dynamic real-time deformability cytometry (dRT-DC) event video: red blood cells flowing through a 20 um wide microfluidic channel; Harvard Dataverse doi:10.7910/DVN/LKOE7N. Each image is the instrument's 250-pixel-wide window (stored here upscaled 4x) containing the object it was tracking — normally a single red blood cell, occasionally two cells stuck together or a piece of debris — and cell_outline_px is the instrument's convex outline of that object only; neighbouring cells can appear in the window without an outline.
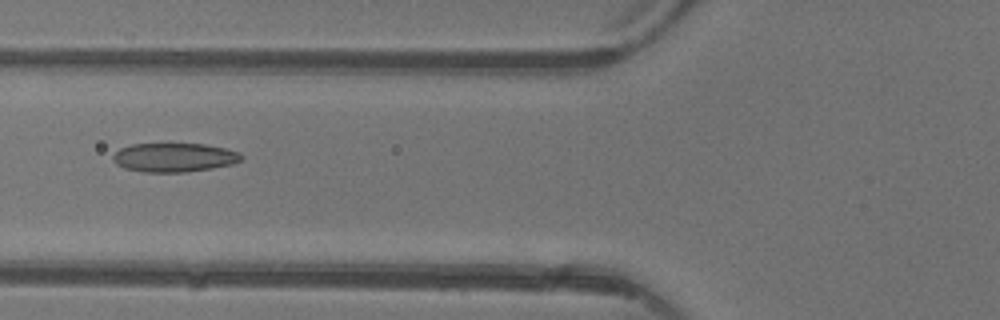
{"species": "common noctule bat (a hibernating species)", "species_latin": "Nyctalus noctula", "temperature_condition": "warm", "stored_images_in_passage": 7, "camera_frame_rate_fps": 3000, "um_per_image_px": 0.085, "animal": {"sex": "female"}, "frame": {"image": 1, "passage_image": 7, "time_ms": 7.333, "image_size_px": [1000, 320], "cell_outline_px": [[244, 156], [240, 160], [232, 164], [212, 168], [184, 172], [144, 172], [124, 168], [116, 164], [112, 160], [112, 156], [120, 148], [132, 144], [204, 144], [224, 148], [240, 152]], "centroid_in_image_um": [14.79, 13.38], "position_along_channel_um": 111.0, "area_um2": 21.62}}